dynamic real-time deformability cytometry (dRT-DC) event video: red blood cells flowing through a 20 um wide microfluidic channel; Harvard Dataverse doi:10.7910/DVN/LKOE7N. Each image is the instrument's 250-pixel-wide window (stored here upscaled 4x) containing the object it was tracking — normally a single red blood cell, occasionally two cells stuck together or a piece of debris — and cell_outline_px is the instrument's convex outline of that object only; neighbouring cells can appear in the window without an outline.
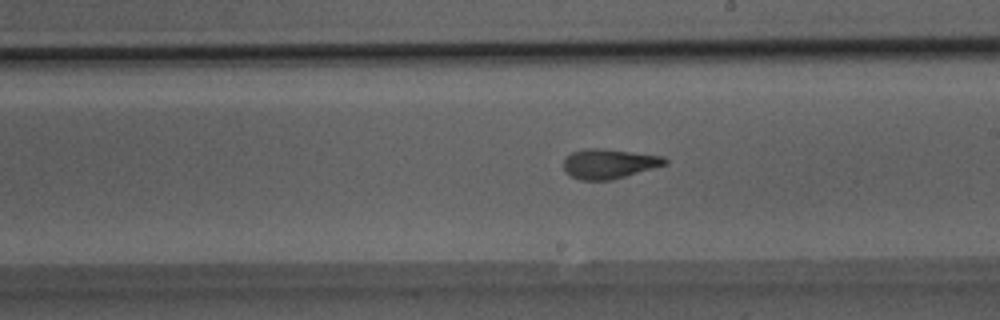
{"species": "Egyptian fruit bat (a non-hibernating species)", "species_latin": "Rousettus aegyptiacus", "temperature_condition": "room temperature", "stored_images_in_passage": 35, "camera_frame_rate_fps": 3000, "um_per_image_px": 0.085, "animal": {"sex": "male"}, "frame": {"image": 1, "passage_image": 14, "time_ms": 4.333, "image_size_px": [1000, 320], "cell_outline_px": [[668, 164], [612, 180], [580, 180], [564, 172], [564, 160], [572, 152], [588, 148], [600, 148], [664, 156], [668, 160]], "centroid_in_image_um": [51.78, 13.92], "position_along_channel_um": 237.2, "area_um2": 17.51}}
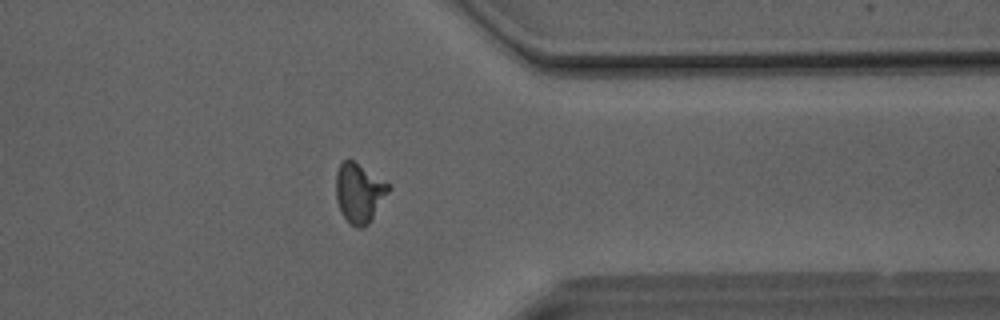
{"frame": {"image": 2, "passage_image": 25, "time_ms": 8.0, "image_size_px": [1000, 320], "cell_outline_px": [[392, 188], [368, 224], [364, 228], [356, 228], [348, 224], [340, 212], [336, 200], [336, 172], [340, 164], [344, 160], [352, 160], [392, 184]], "centroid_in_image_um": [30.54, 16.42], "position_along_channel_um": 380.9, "area_um2": 18.55}}
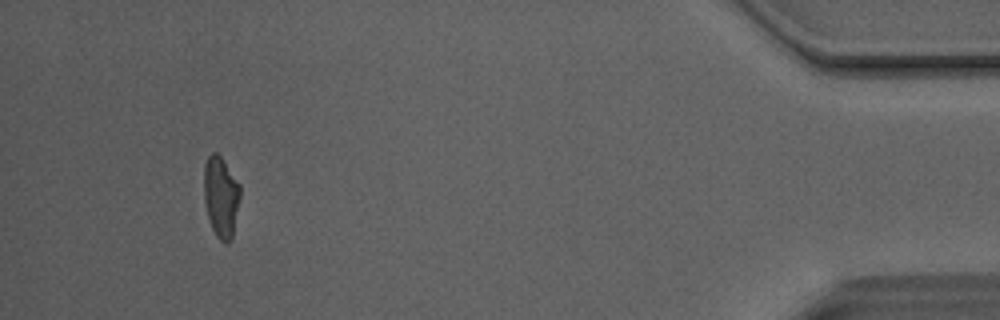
{"frame": {"image": 3, "passage_image": 32, "time_ms": 10.333, "image_size_px": [1000, 320], "cell_outline_px": [[240, 196], [232, 240], [228, 244], [224, 244], [216, 236], [212, 228], [208, 216], [204, 200], [204, 164], [208, 156], [212, 152], [216, 152], [220, 156], [240, 184]], "centroid_in_image_um": [18.78, 16.75], "position_along_channel_um": 416.4, "area_um2": 17.17}, "authors_computed_cell_mechanics": {"area_um2": 17.3978, "velocity_mm_per_s": 4.1375, "shape_relaxation_time_tau1_ms": 7.7467, "shape_relaxation_time_tau2_ms": 1.068, "deformation_change_tau1": 0.2124, "deformation_change_tau2": 0.0691}}